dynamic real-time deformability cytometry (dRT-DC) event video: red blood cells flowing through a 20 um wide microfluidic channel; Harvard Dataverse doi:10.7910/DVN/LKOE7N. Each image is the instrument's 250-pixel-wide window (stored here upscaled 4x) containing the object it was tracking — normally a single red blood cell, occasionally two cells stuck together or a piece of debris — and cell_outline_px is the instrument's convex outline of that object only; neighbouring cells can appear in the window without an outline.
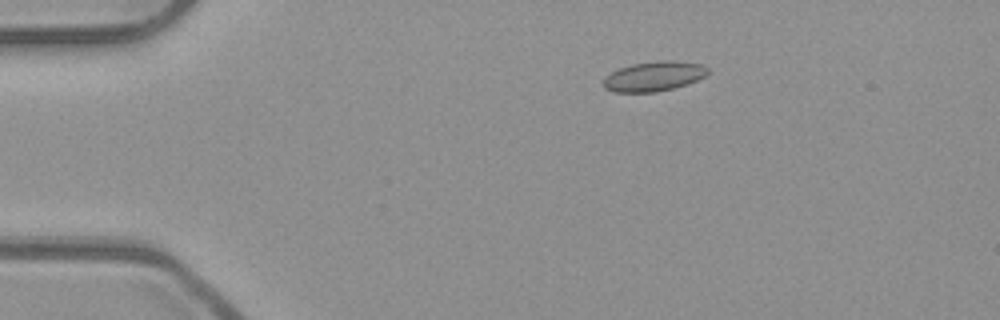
{"species": "common noctule bat (a hibernating species)", "species_latin": "Nyctalus noctula", "temperature_condition": "room temperature", "stored_images_in_passage": 54, "camera_frame_rate_fps": 3000, "um_per_image_px": 0.085, "animal": {"sex": "male", "body_mass_g": 23.1, "forearm_length_mm": 52.7}, "frame": {"image": 1, "passage_image": 11, "time_ms": 3.333, "image_size_px": [1000, 320], "cell_outline_px": [[708, 72], [704, 76], [688, 84], [656, 92], [612, 92], [604, 88], [604, 76], [620, 68], [632, 64], [656, 60], [676, 60], [704, 64], [708, 68]], "centroid_in_image_um": [55.59, 6.47], "position_along_channel_um": 29.4, "area_um2": 18.26}}
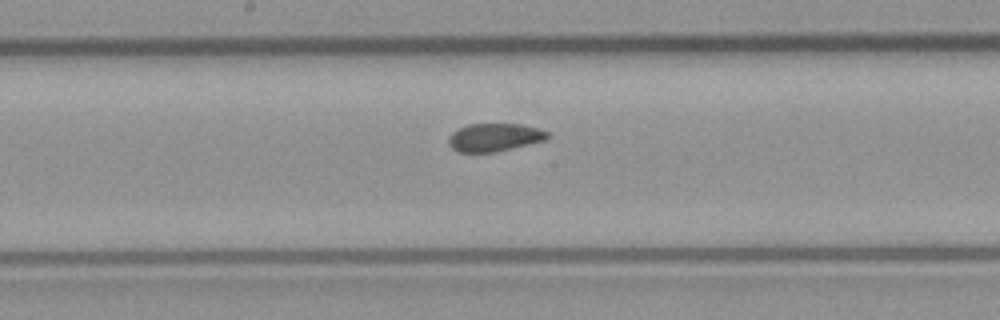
{"frame": {"image": 2, "passage_image": 29, "time_ms": 9.333, "image_size_px": [1000, 320], "cell_outline_px": [[548, 136], [544, 140], [496, 152], [456, 152], [448, 144], [448, 136], [452, 132], [468, 124], [520, 124], [536, 128], [548, 132]], "centroid_in_image_um": [41.96, 11.68], "position_along_channel_um": 206.2, "area_um2": 16.01}}
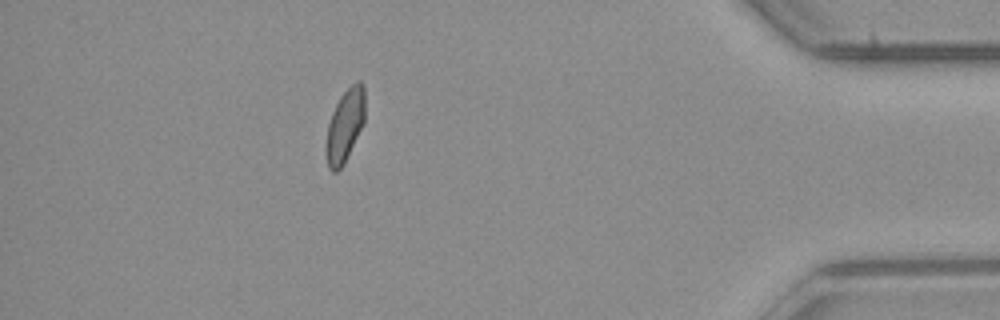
{"frame": {"image": 3, "passage_image": 48, "time_ms": 15.667, "image_size_px": [1000, 320], "cell_outline_px": [[364, 124], [344, 164], [336, 172], [332, 172], [328, 168], [328, 124], [332, 112], [340, 96], [356, 80], [360, 80], [364, 84]], "centroid_in_image_um": [29.37, 10.62], "position_along_channel_um": 405.8, "area_um2": 16.13}, "authors_computed_cell_mechanics": {"area_um2": 16.9932, "velocity_mm_per_s": 3.9485, "shape_relaxation_time_tau1_ms": null, "shape_relaxation_time_tau2_ms": 1.732, "deformation_change_tau1": null, "deformation_change_tau2": 0.0405}}